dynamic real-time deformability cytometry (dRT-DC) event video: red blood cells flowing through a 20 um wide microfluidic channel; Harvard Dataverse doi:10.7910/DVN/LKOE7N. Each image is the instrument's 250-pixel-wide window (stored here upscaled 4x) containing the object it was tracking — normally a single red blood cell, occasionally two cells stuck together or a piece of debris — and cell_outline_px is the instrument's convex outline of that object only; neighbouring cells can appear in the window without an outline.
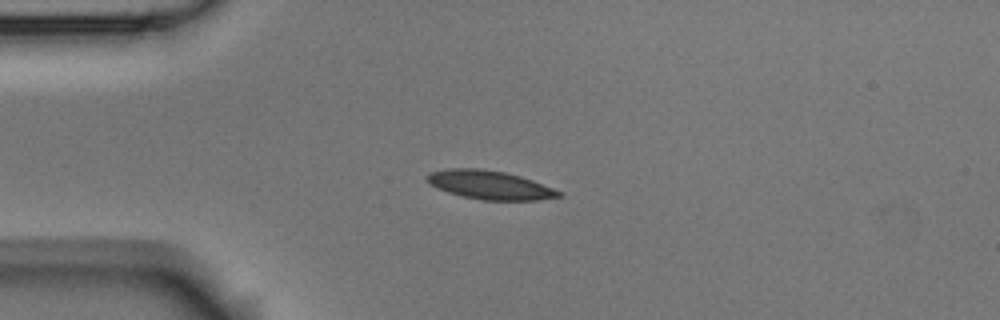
{"species": "Egyptian fruit bat (a non-hibernating species)", "species_latin": "Rousettus aegyptiacus", "temperature_condition": "room temperature", "stored_images_in_passage": 3, "camera_frame_rate_fps": 3000, "um_per_image_px": 0.085, "animal": {"sex": "male"}, "frame": {"image": 1, "passage_image": 3, "time_ms": 2.333, "image_size_px": [1000, 320], "cell_outline_px": [[560, 196], [536, 200], [484, 200], [464, 196], [448, 192], [436, 188], [428, 184], [424, 180], [424, 176], [428, 172], [448, 168], [480, 168], [504, 172], [520, 176], [532, 180], [552, 188], [560, 192]], "centroid_in_image_um": [41.51, 15.7], "position_along_channel_um": 43.5, "area_um2": 21.96}}